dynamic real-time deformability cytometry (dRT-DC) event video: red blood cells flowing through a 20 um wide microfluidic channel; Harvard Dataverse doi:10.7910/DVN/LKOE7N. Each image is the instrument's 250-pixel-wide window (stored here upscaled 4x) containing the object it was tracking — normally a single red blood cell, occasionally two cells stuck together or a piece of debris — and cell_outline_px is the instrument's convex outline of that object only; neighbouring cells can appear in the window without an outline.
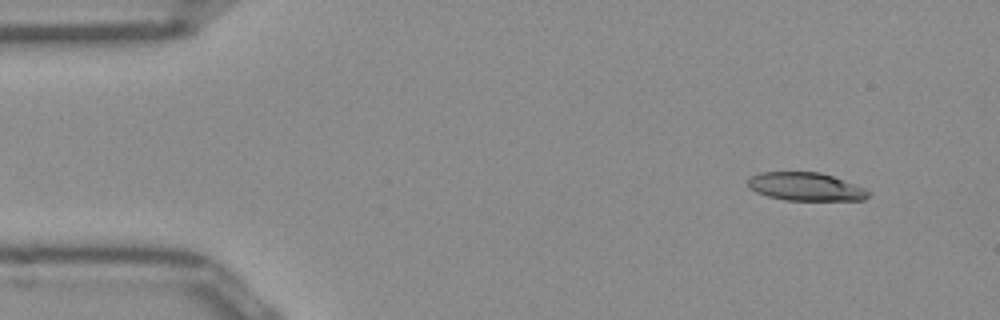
{"species": "Egyptian fruit bat (a non-hibernating species)", "species_latin": "Rousettus aegyptiacus", "temperature_condition": "room temperature", "stored_images_in_passage": 47, "camera_frame_rate_fps": 3000, "um_per_image_px": 0.085, "frame": {"image": 1, "passage_image": 1, "time_ms": 0.0, "image_size_px": [1000, 320], "cell_outline_px": [[868, 196], [864, 200], [784, 200], [768, 196], [756, 192], [748, 188], [748, 180], [752, 176], [760, 172], [820, 172], [832, 176], [864, 188], [868, 192]], "centroid_in_image_um": [68.44, 15.87], "position_along_channel_um": 16.6, "area_um2": 19.59}}
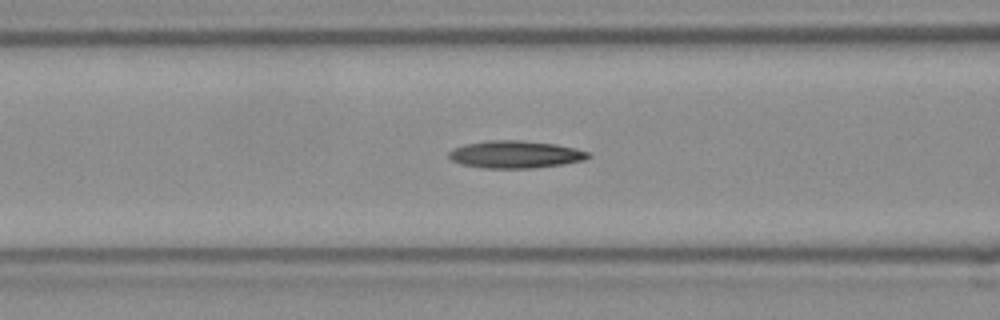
{"frame": {"image": 2, "passage_image": 16, "time_ms": 5.0, "image_size_px": [1000, 320], "cell_outline_px": [[592, 156], [584, 160], [564, 164], [532, 168], [484, 168], [460, 164], [452, 160], [448, 156], [448, 152], [452, 148], [464, 144], [488, 140], [520, 140], [556, 144], [588, 152]], "centroid_in_image_um": [43.76, 13.12], "position_along_channel_um": 122.8, "area_um2": 22.31}}
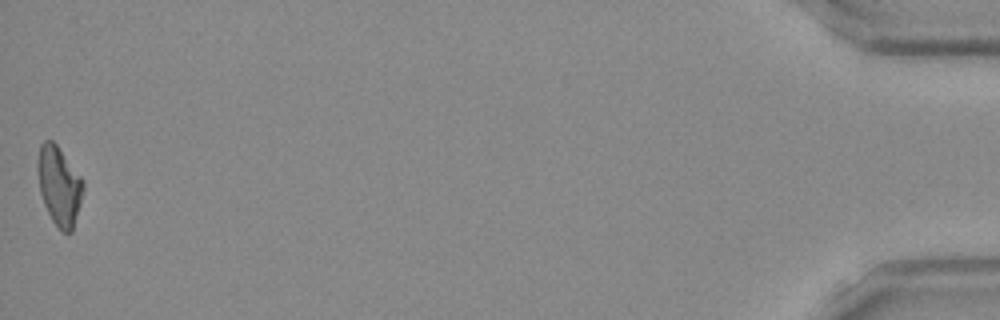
{"frame": {"image": 3, "passage_image": 47, "time_ms": 15.333, "image_size_px": [1000, 320], "cell_outline_px": [[84, 188], [80, 204], [72, 232], [60, 232], [52, 220], [44, 204], [40, 192], [36, 168], [36, 160], [40, 144], [44, 140], [52, 140], [56, 144], [84, 180]], "centroid_in_image_um": [5.01, 15.78], "position_along_channel_um": 430.2, "area_um2": 21.15}, "authors_computed_cell_mechanics": {"area_um2": 21.1548, "velocity_mm_per_s": 3.9584, "shape_relaxation_time_tau1_ms": 11.3737, "shape_relaxation_time_tau2_ms": null, "deformation_change_tau1": 0.2645, "deformation_change_tau2": null}}